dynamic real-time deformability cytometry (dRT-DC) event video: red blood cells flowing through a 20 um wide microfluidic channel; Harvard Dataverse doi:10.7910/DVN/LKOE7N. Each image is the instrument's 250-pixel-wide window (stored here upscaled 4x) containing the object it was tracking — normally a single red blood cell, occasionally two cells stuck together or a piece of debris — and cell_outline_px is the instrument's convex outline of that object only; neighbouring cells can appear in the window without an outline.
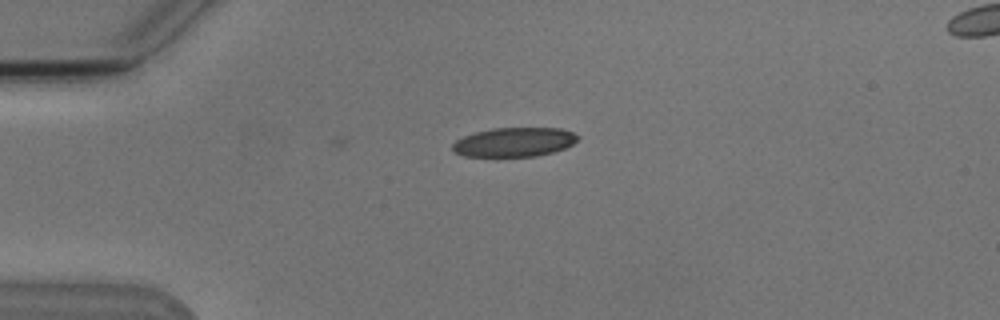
{"species": "Egyptian fruit bat (a non-hibernating species)", "species_latin": "Rousettus aegyptiacus", "temperature_condition": "cold", "stored_images_in_passage": 3, "segment_of_instrument_passage": [1, 2], "camera_frame_rate_fps": 3000, "um_per_image_px": 0.085, "animal": {"sex": "male"}, "frame": {"image": 1, "passage_image": 1, "time_ms": 0.0, "image_size_px": [1000, 320], "cell_outline_px": [[580, 136], [572, 144], [564, 148], [552, 152], [536, 156], [464, 156], [456, 152], [452, 148], [452, 144], [456, 140], [464, 136], [476, 132], [492, 128], [560, 128], [572, 132]], "centroid_in_image_um": [43.71, 12.07], "position_along_channel_um": 41.3, "area_um2": 21.1}}